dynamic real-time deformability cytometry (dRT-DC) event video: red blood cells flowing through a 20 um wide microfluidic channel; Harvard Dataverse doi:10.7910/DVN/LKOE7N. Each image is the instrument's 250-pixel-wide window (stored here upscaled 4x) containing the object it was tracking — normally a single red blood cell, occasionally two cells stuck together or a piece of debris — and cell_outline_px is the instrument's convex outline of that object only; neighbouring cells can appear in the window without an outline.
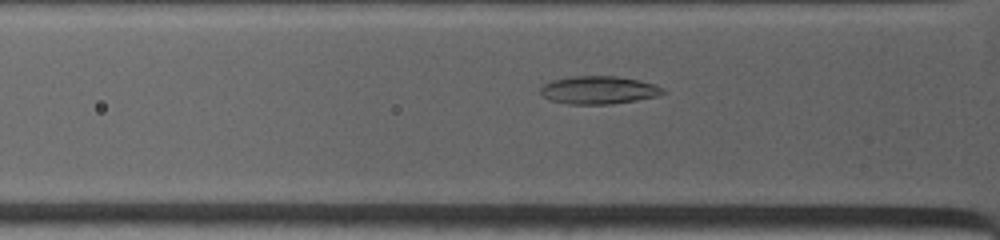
{"species": "common noctule bat (a hibernating species)", "species_latin": "Nyctalus noctula", "temperature_condition": "warm", "stored_images_in_passage": 37, "camera_frame_rate_fps": 4500, "um_per_image_px": 0.085, "animal": {"sex": "female", "body_mass_g": 19.0, "forearm_length_mm": 53.3}, "frame": {"image": 1, "passage_image": 7, "time_ms": 2.667, "image_size_px": [1000, 240], "cell_outline_px": [[664, 92], [656, 96], [636, 100], [612, 104], [568, 104], [548, 100], [540, 92], [540, 88], [544, 84], [552, 80], [568, 76], [616, 76], [640, 80], [656, 84], [664, 88]], "centroid_in_image_um": [50.87, 7.65], "position_along_channel_um": 74.9, "area_um2": 20.06}}
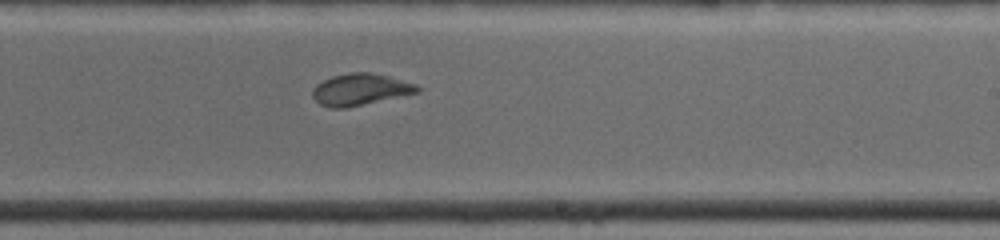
{"frame": {"image": 2, "passage_image": 23, "time_ms": 7.333, "image_size_px": [1000, 240], "cell_outline_px": [[420, 92], [348, 108], [328, 108], [320, 104], [312, 96], [312, 92], [316, 84], [332, 76], [352, 72], [372, 72], [416, 84], [420, 88]], "centroid_in_image_um": [30.61, 7.62], "position_along_channel_um": 258.4, "area_um2": 19.36}}
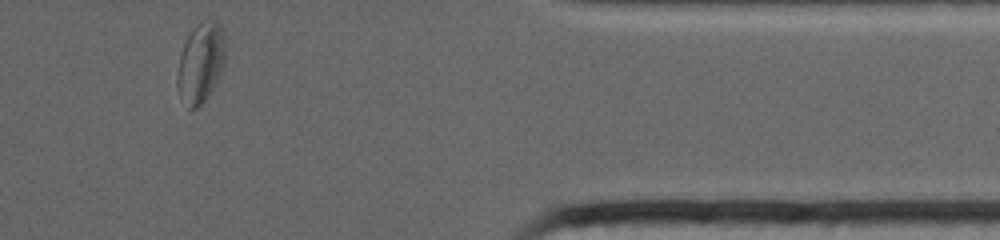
{"frame": {"image": 3, "passage_image": 37, "time_ms": 11.556, "image_size_px": [1000, 240], "cell_outline_px": [[224, 68], [216, 84], [204, 100], [196, 108], [188, 108], [176, 84], [176, 76], [180, 56], [184, 44], [192, 28], [200, 20], [208, 16], [216, 20], [220, 24], [224, 44]], "centroid_in_image_um": [17.07, 5.27], "position_along_channel_um": 394.3, "area_um2": 22.43}, "authors_computed_cell_mechanics": {"area_um2": 19.8254, "velocity_mm_per_s": 3.9314, "shape_relaxation_time_tau1_ms": 10.8888, "shape_relaxation_time_tau2_ms": 1.8277, "deformation_change_tau1": 0.2136, "deformation_change_tau2": 0.0489}}